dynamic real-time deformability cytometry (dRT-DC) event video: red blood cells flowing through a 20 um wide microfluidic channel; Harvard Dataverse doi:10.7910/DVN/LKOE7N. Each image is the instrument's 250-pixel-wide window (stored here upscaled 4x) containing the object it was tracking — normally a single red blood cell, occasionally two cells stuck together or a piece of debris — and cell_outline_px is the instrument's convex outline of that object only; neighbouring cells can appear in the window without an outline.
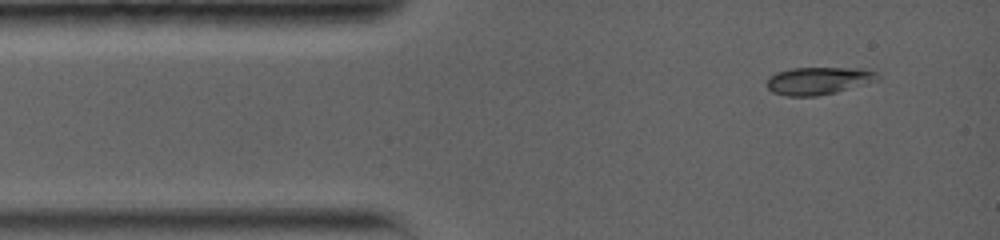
{"species": "common noctule bat (a hibernating species)", "species_latin": "Nyctalus noctula", "temperature_condition": "warm", "stored_images_in_passage": 6, "camera_frame_rate_fps": 5000, "um_per_image_px": 0.085, "animal": {"sex": "female", "body_mass_g": 19.0, "forearm_length_mm": 56.7}, "frame": {"image": 1, "passage_image": 1, "time_ms": 0.0, "image_size_px": [1000, 240], "cell_outline_px": [[880, 80], [836, 92], [816, 96], [788, 96], [772, 92], [764, 84], [768, 76], [776, 72], [792, 68], [860, 68], [880, 72]], "centroid_in_image_um": [69.57, 6.85], "position_along_channel_um": 15.4, "area_um2": 18.09}}
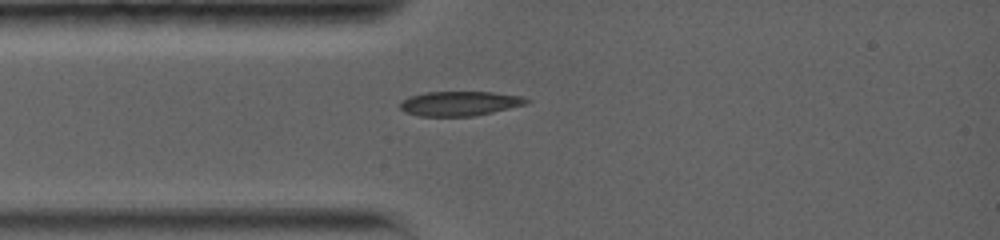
{"frame": {"image": 2, "passage_image": 4, "time_ms": 2.0, "image_size_px": [1000, 240], "cell_outline_px": [[532, 100], [524, 104], [492, 112], [472, 116], [420, 116], [404, 112], [400, 108], [400, 104], [408, 96], [424, 92], [492, 92], [520, 96]], "centroid_in_image_um": [39.03, 8.79], "position_along_channel_um": 46.0, "area_um2": 17.92}}
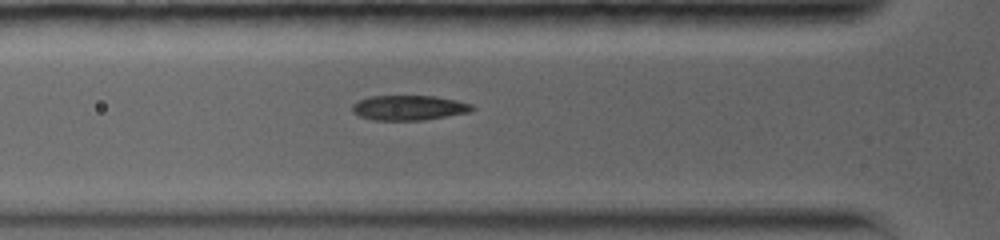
{"frame": {"image": 3, "passage_image": 6, "time_ms": 3.2, "image_size_px": [1000, 240], "cell_outline_px": [[476, 108], [468, 112], [424, 120], [372, 120], [360, 116], [352, 112], [352, 104], [356, 100], [372, 96], [436, 96], [456, 100], [472, 104]], "centroid_in_image_um": [34.73, 9.15], "position_along_channel_um": 91.1, "area_um2": 17.46}}